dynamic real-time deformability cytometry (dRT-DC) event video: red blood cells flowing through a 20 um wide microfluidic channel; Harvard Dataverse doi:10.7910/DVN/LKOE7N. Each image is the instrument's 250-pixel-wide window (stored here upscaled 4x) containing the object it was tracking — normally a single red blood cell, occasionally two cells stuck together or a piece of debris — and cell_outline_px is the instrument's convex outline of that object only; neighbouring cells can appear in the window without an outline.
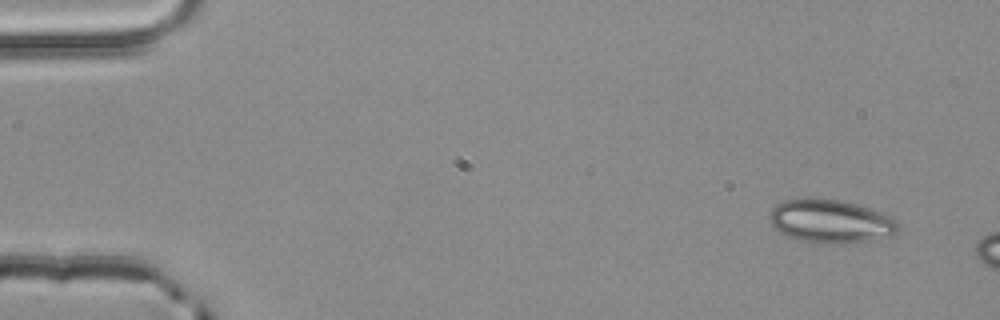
{"species": "common noctule bat (a hibernating species)", "species_latin": "Nyctalus noctula", "temperature_condition": "room temperature", "stored_images_in_passage": 2, "camera_frame_rate_fps": 3000, "um_per_image_px": 0.085, "animal": {"sex": "male", "body_mass_g": 20.4}, "frame": {"image": 1, "passage_image": 1, "time_ms": 0.0, "image_size_px": [1000, 320], "cell_outline_px": [[900, 228], [896, 232], [888, 236], [872, 240], [844, 244], [824, 244], [800, 240], [784, 236], [768, 220], [768, 216], [772, 208], [776, 204], [784, 200], [808, 196], [812, 196], [844, 200], [884, 212], [896, 220], [900, 224]], "centroid_in_image_um": [70.59, 18.78], "position_along_channel_um": 14.4, "area_um2": 33.52}}